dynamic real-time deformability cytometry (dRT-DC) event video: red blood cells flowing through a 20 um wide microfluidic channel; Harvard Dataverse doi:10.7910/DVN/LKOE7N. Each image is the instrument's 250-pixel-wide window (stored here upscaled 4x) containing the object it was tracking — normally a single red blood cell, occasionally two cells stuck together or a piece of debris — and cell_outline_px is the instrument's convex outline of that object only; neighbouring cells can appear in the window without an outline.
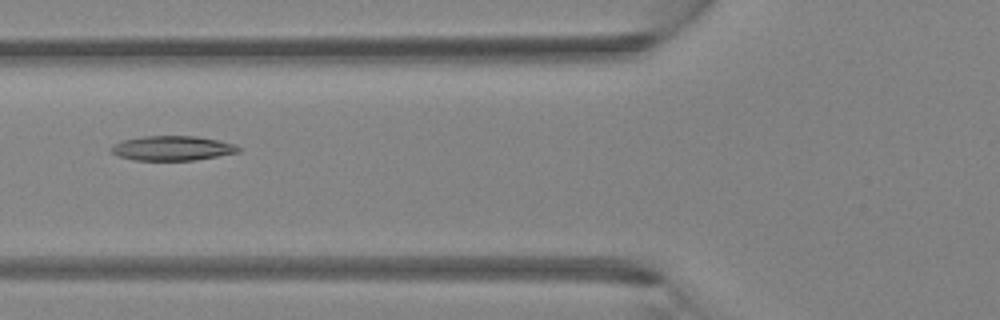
{"species": "Egyptian fruit bat (a non-hibernating species)", "species_latin": "Rousettus aegyptiacus", "temperature_condition": "room temperature", "stored_images_in_passage": 5, "camera_frame_rate_fps": 3000, "um_per_image_px": 0.085, "animal": {"sex": "female"}, "frame": {"image": 1, "passage_image": 5, "time_ms": 1.333, "image_size_px": [1000, 320], "cell_outline_px": [[240, 152], [196, 160], [132, 160], [120, 156], [112, 152], [112, 144], [124, 140], [144, 136], [196, 136], [236, 144], [240, 148]], "centroid_in_image_um": [14.67, 12.6], "position_along_channel_um": 111.1, "area_um2": 18.15}}